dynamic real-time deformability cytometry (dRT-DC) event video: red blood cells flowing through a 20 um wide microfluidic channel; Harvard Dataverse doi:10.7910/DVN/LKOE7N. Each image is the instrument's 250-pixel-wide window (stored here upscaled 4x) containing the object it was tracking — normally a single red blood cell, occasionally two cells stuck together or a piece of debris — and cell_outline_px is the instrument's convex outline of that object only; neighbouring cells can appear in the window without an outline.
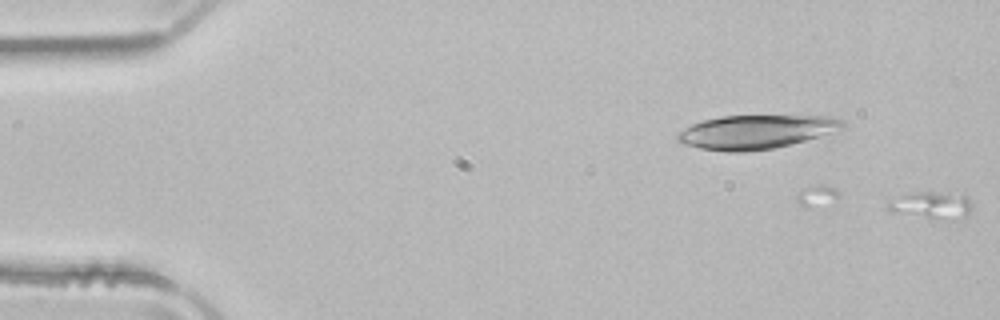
{"species": "common noctule bat (a hibernating species)", "species_latin": "Nyctalus noctula", "temperature_condition": "room temperature", "stored_images_in_passage": 6, "camera_frame_rate_fps": 3000, "um_per_image_px": 0.085, "animal": {"sex": "male", "body_mass_g": 21.5, "forearm_length_mm": 52.0}, "frame": {"image": 1, "passage_image": 6, "time_ms": 1.667, "image_size_px": [1000, 320], "cell_outline_px": [[972, 208], [964, 216], [936, 220], [892, 212], [888, 208], [888, 204], [912, 192], [964, 188], [972, 204]], "centroid_in_image_um": [79.36, 17.36], "position_along_channel_um": 5.6, "area_um2": 14.05}}